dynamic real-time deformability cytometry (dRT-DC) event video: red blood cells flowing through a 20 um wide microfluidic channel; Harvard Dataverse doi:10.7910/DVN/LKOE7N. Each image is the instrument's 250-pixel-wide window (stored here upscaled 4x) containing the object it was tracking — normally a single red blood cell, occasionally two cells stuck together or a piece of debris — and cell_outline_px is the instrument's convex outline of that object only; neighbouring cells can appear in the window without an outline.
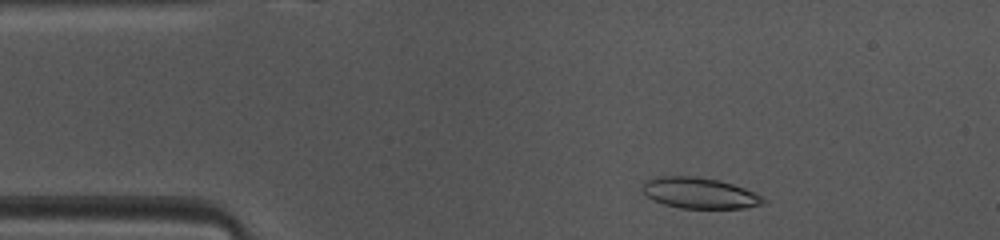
{"species": "common noctule bat (a hibernating species)", "species_latin": "Nyctalus noctula", "temperature_condition": "warm", "stored_images_in_passage": 46, "camera_frame_rate_fps": 3000, "um_per_image_px": 0.085, "animal": {"sex": "female", "body_mass_g": 10.0, "forearm_length_mm": 53.1}, "frame": {"image": 1, "passage_image": 6, "time_ms": 1.667, "image_size_px": [1000, 240], "cell_outline_px": [[764, 204], [744, 208], [680, 208], [664, 204], [648, 196], [640, 188], [644, 180], [660, 176], [692, 176], [716, 180], [732, 184], [744, 188], [764, 196]], "centroid_in_image_um": [59.45, 16.41], "position_along_channel_um": 25.6, "area_um2": 21.62}}
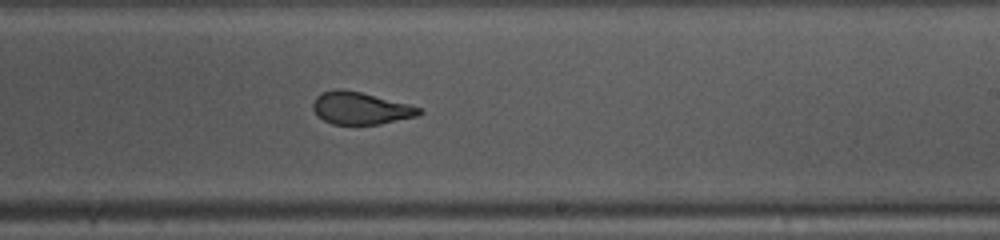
{"frame": {"image": 2, "passage_image": 26, "time_ms": 8.333, "image_size_px": [1000, 240], "cell_outline_px": [[424, 112], [416, 116], [380, 124], [332, 124], [316, 116], [312, 108], [312, 104], [316, 96], [320, 92], [336, 88], [344, 88], [408, 104], [420, 108]], "centroid_in_image_um": [30.58, 9.18], "position_along_channel_um": 258.4, "area_um2": 20.06}}
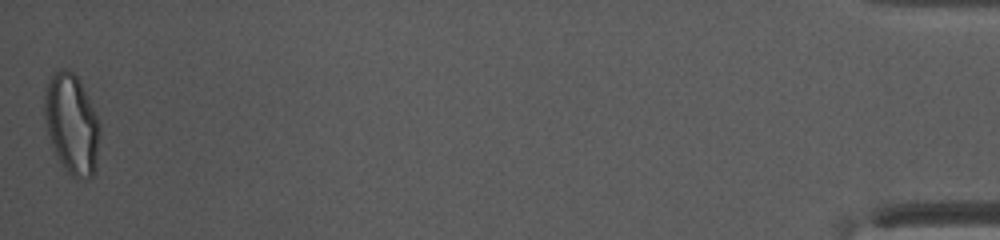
{"frame": {"image": 3, "passage_image": 46, "time_ms": 15.0, "image_size_px": [1000, 240], "cell_outline_px": [[100, 132], [96, 172], [88, 180], [84, 180], [72, 176], [68, 172], [52, 148], [44, 116], [44, 96], [48, 80], [60, 68], [68, 68], [76, 76], [100, 124]], "centroid_in_image_um": [6.1, 10.59], "position_along_channel_um": 429.1, "area_um2": 31.96}, "authors_computed_cell_mechanics": {"area_um2": 21.7906, "velocity_mm_per_s": 4.1123, "shape_relaxation_time_tau1_ms": 6.2862, "shape_relaxation_time_tau2_ms": 1.1095, "deformation_change_tau1": 0.2168, "deformation_change_tau2": 0.0654}}